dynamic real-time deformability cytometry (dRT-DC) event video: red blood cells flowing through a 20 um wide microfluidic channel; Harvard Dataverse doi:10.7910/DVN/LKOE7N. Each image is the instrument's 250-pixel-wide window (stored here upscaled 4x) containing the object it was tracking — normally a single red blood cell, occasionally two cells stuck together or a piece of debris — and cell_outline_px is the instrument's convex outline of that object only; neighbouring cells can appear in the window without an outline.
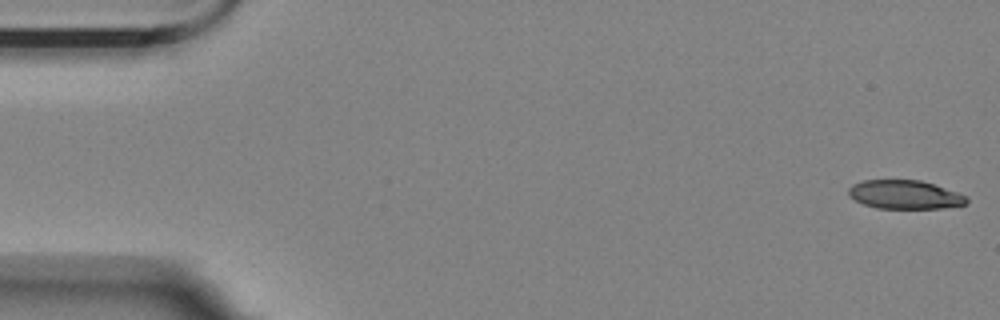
{"species": "Egyptian fruit bat (a non-hibernating species)", "species_latin": "Rousettus aegyptiacus", "temperature_condition": "room temperature", "stored_images_in_passage": 55, "camera_frame_rate_fps": 3000, "um_per_image_px": 0.085, "animal": {"sex": "female"}, "frame": {"image": 1, "passage_image": 1, "time_ms": 0.0, "image_size_px": [1000, 320], "cell_outline_px": [[968, 204], [940, 208], [876, 208], [864, 204], [848, 196], [848, 188], [852, 184], [864, 180], [920, 180], [968, 196]], "centroid_in_image_um": [76.89, 16.54], "position_along_channel_um": 8.1, "area_um2": 19.65}}
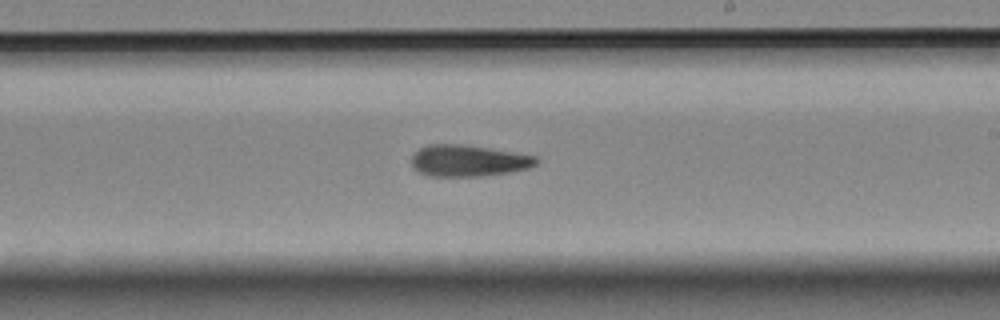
{"frame": {"image": 2, "passage_image": 32, "time_ms": 10.333, "image_size_px": [1000, 320], "cell_outline_px": [[540, 160], [536, 164], [528, 168], [508, 172], [480, 176], [432, 176], [420, 172], [412, 168], [412, 156], [420, 148], [428, 144], [460, 144], [488, 148], [536, 156]], "centroid_in_image_um": [39.8, 13.66], "position_along_channel_um": 249.2, "area_um2": 22.66}}
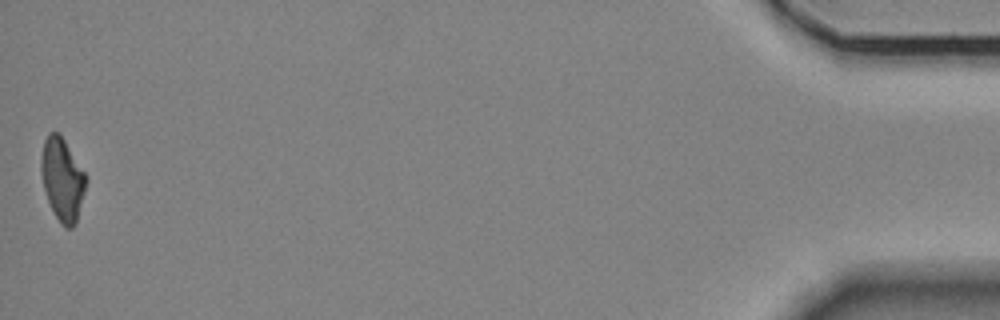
{"frame": {"image": 3, "passage_image": 55, "time_ms": 18.0, "image_size_px": [1000, 320], "cell_outline_px": [[88, 180], [76, 224], [72, 228], [64, 228], [60, 224], [48, 200], [44, 188], [40, 172], [40, 160], [44, 140], [48, 132], [60, 132], [84, 172]], "centroid_in_image_um": [5.3, 15.24], "position_along_channel_um": 429.9, "area_um2": 21.79}}